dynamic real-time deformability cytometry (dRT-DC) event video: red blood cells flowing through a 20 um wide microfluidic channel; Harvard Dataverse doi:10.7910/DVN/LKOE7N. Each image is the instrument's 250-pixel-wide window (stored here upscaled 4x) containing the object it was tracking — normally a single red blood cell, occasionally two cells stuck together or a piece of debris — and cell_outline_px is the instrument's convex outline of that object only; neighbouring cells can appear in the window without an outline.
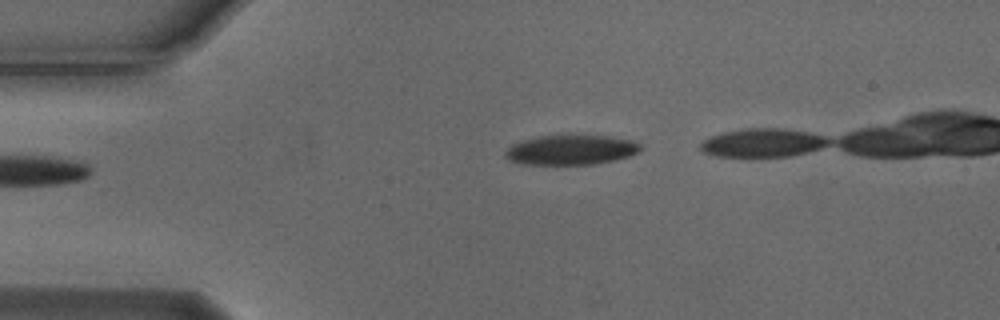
{"species": "Egyptian fruit bat (a non-hibernating species)", "species_latin": "Rousettus aegyptiacus", "temperature_condition": "cold", "stored_images_in_passage": 5, "camera_frame_rate_fps": 3000, "um_per_image_px": 0.085, "animal": {"sex": "male"}, "frame": {"image": 1, "passage_image": 1, "time_ms": 0.0, "image_size_px": [1000, 320], "cell_outline_px": [[644, 148], [640, 152], [628, 156], [612, 160], [592, 164], [524, 164], [512, 160], [504, 156], [504, 152], [512, 144], [520, 140], [540, 136], [608, 136], [632, 140], [640, 144]], "centroid_in_image_um": [48.54, 12.73], "position_along_channel_um": 36.5, "area_um2": 23.24}}